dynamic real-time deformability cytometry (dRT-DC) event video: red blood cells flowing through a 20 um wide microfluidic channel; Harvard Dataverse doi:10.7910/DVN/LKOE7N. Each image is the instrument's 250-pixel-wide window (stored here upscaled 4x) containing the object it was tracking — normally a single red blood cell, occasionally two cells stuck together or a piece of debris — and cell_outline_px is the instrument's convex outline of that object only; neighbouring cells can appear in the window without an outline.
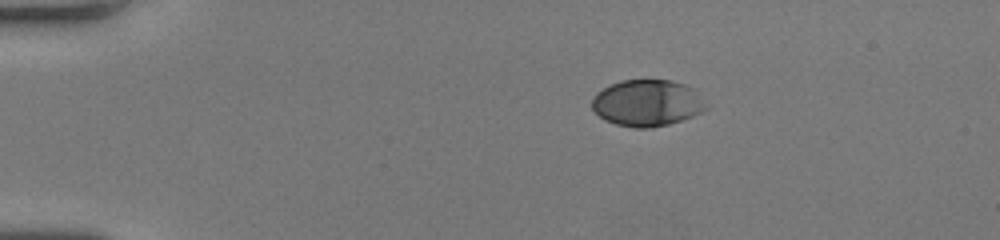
{"species": "human", "species_latin": "Homo sapiens", "temperature_condition": "room temperature", "stored_images_in_passage": 43, "camera_frame_rate_fps": 3000, "um_per_image_px": 0.085, "donor": {"sex": "female"}, "frame": {"image": 1, "passage_image": 1, "time_ms": 0.0, "image_size_px": [1000, 240], "cell_outline_px": [[708, 108], [692, 116], [668, 124], [652, 128], [636, 128], [616, 124], [604, 120], [592, 108], [592, 100], [596, 92], [620, 80], [672, 80], [696, 88]], "centroid_in_image_um": [55.02, 8.75], "position_along_channel_um": 30.0, "area_um2": 30.98}}
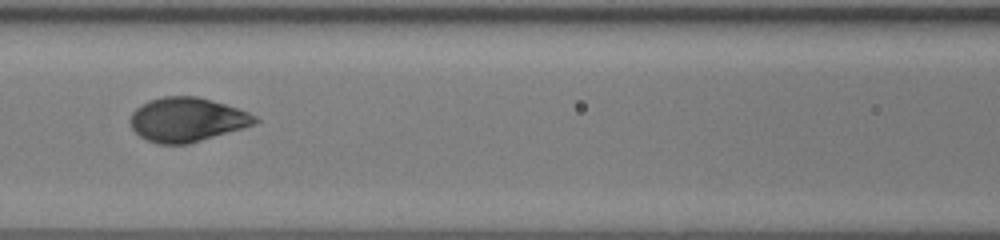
{"frame": {"image": 2, "passage_image": 16, "time_ms": 5.0, "image_size_px": [1000, 240], "cell_outline_px": [[260, 120], [256, 124], [188, 144], [156, 144], [140, 136], [128, 124], [128, 120], [132, 112], [140, 104], [148, 100], [164, 96], [196, 96], [224, 104], [248, 112], [256, 116]], "centroid_in_image_um": [15.85, 10.17], "position_along_channel_um": 150.7, "area_um2": 32.14}}
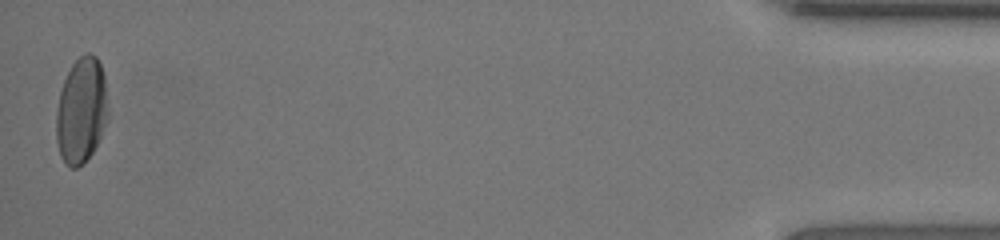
{"frame": {"image": 3, "passage_image": 43, "time_ms": 14.0, "image_size_px": [1000, 240], "cell_outline_px": [[108, 116], [100, 136], [92, 152], [84, 164], [76, 168], [68, 168], [64, 164], [60, 156], [56, 140], [56, 112], [60, 92], [64, 80], [72, 64], [84, 52], [88, 52], [96, 56], [100, 64], [104, 76], [108, 112]], "centroid_in_image_um": [6.89, 9.42], "position_along_channel_um": 428.3, "area_um2": 32.02}, "authors_computed_cell_mechanics": {"area_um2": 31.8478, "velocity_mm_per_s": 4.0435, "shape_relaxation_time_tau1_ms": 2.8289, "shape_relaxation_time_tau2_ms": null, "deformation_change_tau1": 0.1653, "deformation_change_tau2": null}}